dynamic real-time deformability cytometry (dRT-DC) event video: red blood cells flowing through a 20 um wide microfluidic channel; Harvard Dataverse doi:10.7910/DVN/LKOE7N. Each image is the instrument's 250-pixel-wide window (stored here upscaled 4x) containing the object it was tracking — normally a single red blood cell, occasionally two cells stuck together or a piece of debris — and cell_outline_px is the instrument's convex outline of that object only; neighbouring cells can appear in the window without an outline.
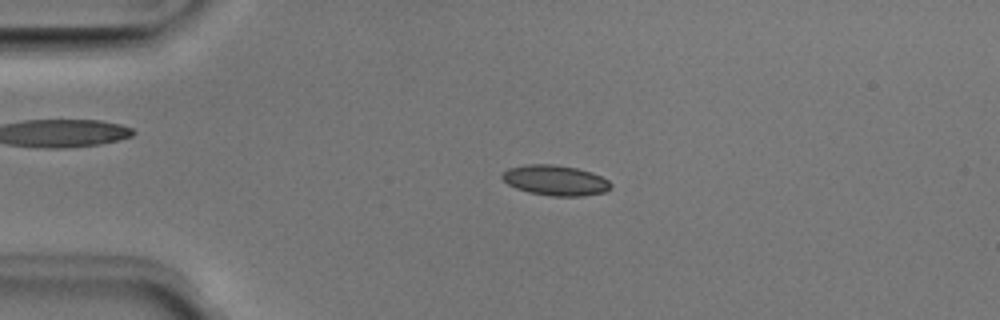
{"species": "Egyptian fruit bat (a non-hibernating species)", "species_latin": "Rousettus aegyptiacus", "temperature_condition": "room temperature", "stored_images_in_passage": 50, "camera_frame_rate_fps": 3000, "um_per_image_px": 0.085, "animal": {"sex": "male"}, "frame": {"image": 1, "passage_image": 11, "time_ms": 3.333, "image_size_px": [1000, 320], "cell_outline_px": [[612, 188], [604, 192], [584, 196], [552, 196], [528, 192], [516, 188], [508, 184], [500, 176], [508, 168], [528, 164], [552, 164], [576, 168], [592, 172], [608, 180], [612, 184]], "centroid_in_image_um": [47.22, 15.33], "position_along_channel_um": 37.8, "area_um2": 19.19}}
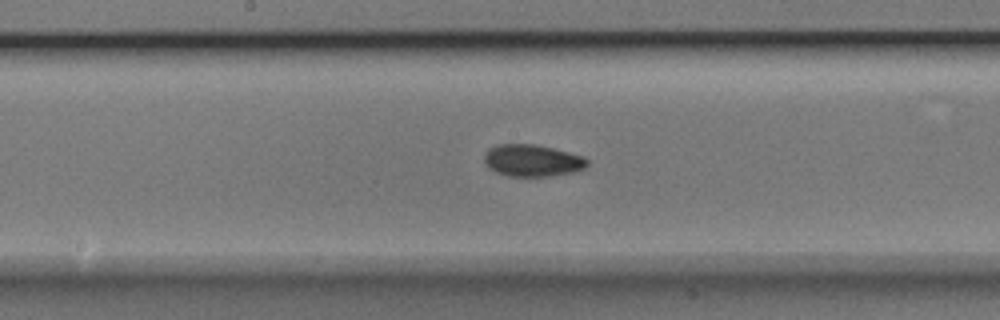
{"frame": {"image": 2, "passage_image": 26, "time_ms": 8.333, "image_size_px": [1000, 320], "cell_outline_px": [[588, 164], [584, 168], [572, 172], [552, 176], [508, 176], [496, 172], [488, 168], [484, 160], [484, 156], [488, 148], [500, 144], [536, 144], [584, 156], [588, 160]], "centroid_in_image_um": [45.23, 13.64], "position_along_channel_um": 203.0, "area_um2": 19.19}}
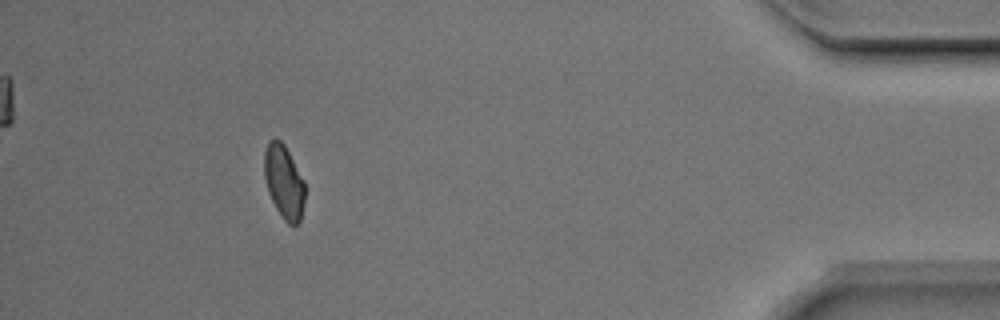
{"frame": {"image": 3, "passage_image": 46, "time_ms": 15.0, "image_size_px": [1000, 320], "cell_outline_px": [[304, 200], [300, 220], [296, 224], [288, 224], [284, 220], [276, 208], [268, 192], [264, 176], [264, 152], [268, 140], [276, 136], [284, 144], [304, 180]], "centroid_in_image_um": [24.11, 15.4], "position_along_channel_um": 411.1, "area_um2": 17.4}, "authors_computed_cell_mechanics": {"area_um2": 18.5538, "velocity_mm_per_s": 3.9795, "shape_relaxation_time_tau1_ms": 2.9458, "shape_relaxation_time_tau2_ms": 7.9307, "deformation_change_tau1": 0.0863, "deformation_change_tau2": 0.087}}